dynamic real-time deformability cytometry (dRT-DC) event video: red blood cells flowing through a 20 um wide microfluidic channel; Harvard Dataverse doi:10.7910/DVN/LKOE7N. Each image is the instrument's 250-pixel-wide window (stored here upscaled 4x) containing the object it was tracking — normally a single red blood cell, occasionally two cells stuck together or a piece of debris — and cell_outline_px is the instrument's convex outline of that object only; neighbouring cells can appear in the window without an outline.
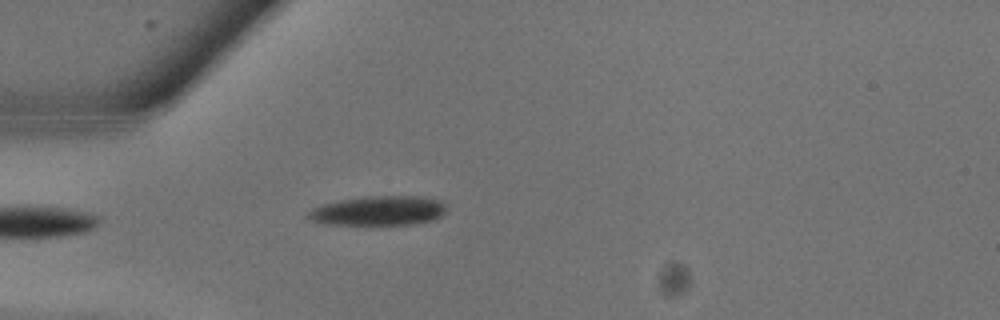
{"species": "common noctule bat (a hibernating species)", "species_latin": "Nyctalus noctula", "temperature_condition": "warm", "stored_images_in_passage": 3, "camera_frame_rate_fps": 3000, "um_per_image_px": 0.085, "animal": {"sex": "male", "body_mass_g": 13.3}, "frame": {"image": 1, "passage_image": 1, "time_ms": 0.0, "image_size_px": [1000, 320], "cell_outline_px": [[444, 212], [440, 216], [432, 220], [412, 224], [324, 224], [312, 220], [308, 216], [308, 212], [312, 208], [324, 204], [340, 200], [364, 196], [416, 196], [440, 200], [444, 204]], "centroid_in_image_um": [32.16, 17.9], "position_along_channel_um": 52.8, "area_um2": 23.41}}
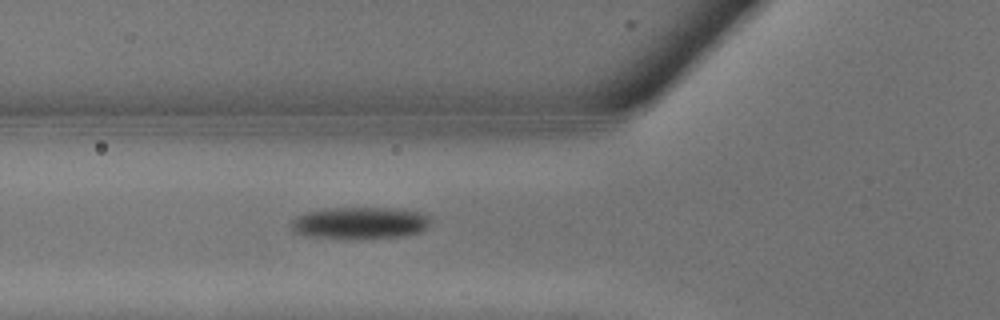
{"frame": {"image": 2, "passage_image": 3, "time_ms": 0.667, "image_size_px": [1000, 320], "cell_outline_px": [[432, 224], [428, 228], [420, 232], [396, 236], [304, 236], [296, 232], [292, 228], [292, 220], [296, 216], [308, 212], [324, 208], [404, 208], [420, 212], [432, 216]], "centroid_in_image_um": [30.69, 18.89], "position_along_channel_um": 95.1, "area_um2": 25.26}}